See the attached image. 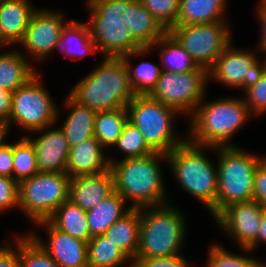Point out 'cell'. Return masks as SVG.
<instances>
[{
  "label": "cell",
  "mask_w": 266,
  "mask_h": 267,
  "mask_svg": "<svg viewBox=\"0 0 266 267\" xmlns=\"http://www.w3.org/2000/svg\"><path fill=\"white\" fill-rule=\"evenodd\" d=\"M140 208H132L121 219L114 222L104 233L132 261L135 259L140 234Z\"/></svg>",
  "instance_id": "83f0119b"
},
{
  "label": "cell",
  "mask_w": 266,
  "mask_h": 267,
  "mask_svg": "<svg viewBox=\"0 0 266 267\" xmlns=\"http://www.w3.org/2000/svg\"><path fill=\"white\" fill-rule=\"evenodd\" d=\"M252 117L255 118L241 95L211 100L206 95L186 120L187 139L215 148L238 146L233 139Z\"/></svg>",
  "instance_id": "6da1fadb"
},
{
  "label": "cell",
  "mask_w": 266,
  "mask_h": 267,
  "mask_svg": "<svg viewBox=\"0 0 266 267\" xmlns=\"http://www.w3.org/2000/svg\"><path fill=\"white\" fill-rule=\"evenodd\" d=\"M253 200L262 207L266 208V159L264 158L256 167L254 184H253Z\"/></svg>",
  "instance_id": "7bdbcfd3"
},
{
  "label": "cell",
  "mask_w": 266,
  "mask_h": 267,
  "mask_svg": "<svg viewBox=\"0 0 266 267\" xmlns=\"http://www.w3.org/2000/svg\"><path fill=\"white\" fill-rule=\"evenodd\" d=\"M261 55L262 52L256 46L239 47L233 40L208 69L209 83L216 82L223 88L243 93L265 73Z\"/></svg>",
  "instance_id": "8fae6325"
},
{
  "label": "cell",
  "mask_w": 266,
  "mask_h": 267,
  "mask_svg": "<svg viewBox=\"0 0 266 267\" xmlns=\"http://www.w3.org/2000/svg\"><path fill=\"white\" fill-rule=\"evenodd\" d=\"M208 87V69L202 66L182 73L162 70L156 86L148 95L176 109L187 120L208 95Z\"/></svg>",
  "instance_id": "30bf717a"
},
{
  "label": "cell",
  "mask_w": 266,
  "mask_h": 267,
  "mask_svg": "<svg viewBox=\"0 0 266 267\" xmlns=\"http://www.w3.org/2000/svg\"><path fill=\"white\" fill-rule=\"evenodd\" d=\"M219 243L214 241L209 244L204 267H252L260 259L248 248L238 247L239 252L236 253L229 251L221 241Z\"/></svg>",
  "instance_id": "d6a6232c"
},
{
  "label": "cell",
  "mask_w": 266,
  "mask_h": 267,
  "mask_svg": "<svg viewBox=\"0 0 266 267\" xmlns=\"http://www.w3.org/2000/svg\"><path fill=\"white\" fill-rule=\"evenodd\" d=\"M70 178L67 173L38 172L18 183L19 211L31 227L68 200Z\"/></svg>",
  "instance_id": "9c48e42d"
},
{
  "label": "cell",
  "mask_w": 266,
  "mask_h": 267,
  "mask_svg": "<svg viewBox=\"0 0 266 267\" xmlns=\"http://www.w3.org/2000/svg\"><path fill=\"white\" fill-rule=\"evenodd\" d=\"M243 99L255 117L266 115V73L243 92Z\"/></svg>",
  "instance_id": "f35d334b"
},
{
  "label": "cell",
  "mask_w": 266,
  "mask_h": 267,
  "mask_svg": "<svg viewBox=\"0 0 266 267\" xmlns=\"http://www.w3.org/2000/svg\"><path fill=\"white\" fill-rule=\"evenodd\" d=\"M57 52L62 53L63 58L73 61L85 59L91 54H99L88 24L73 19H70L62 31Z\"/></svg>",
  "instance_id": "d4e9b609"
},
{
  "label": "cell",
  "mask_w": 266,
  "mask_h": 267,
  "mask_svg": "<svg viewBox=\"0 0 266 267\" xmlns=\"http://www.w3.org/2000/svg\"><path fill=\"white\" fill-rule=\"evenodd\" d=\"M9 134L10 130L5 125L0 124V148L8 141Z\"/></svg>",
  "instance_id": "c3c4849f"
},
{
  "label": "cell",
  "mask_w": 266,
  "mask_h": 267,
  "mask_svg": "<svg viewBox=\"0 0 266 267\" xmlns=\"http://www.w3.org/2000/svg\"><path fill=\"white\" fill-rule=\"evenodd\" d=\"M184 254L168 257L135 258L132 261V267H192L190 259Z\"/></svg>",
  "instance_id": "b9f144b4"
},
{
  "label": "cell",
  "mask_w": 266,
  "mask_h": 267,
  "mask_svg": "<svg viewBox=\"0 0 266 267\" xmlns=\"http://www.w3.org/2000/svg\"><path fill=\"white\" fill-rule=\"evenodd\" d=\"M113 191V177L109 169L99 174L78 175L70 178L68 199L82 210L88 211Z\"/></svg>",
  "instance_id": "ffe728a7"
},
{
  "label": "cell",
  "mask_w": 266,
  "mask_h": 267,
  "mask_svg": "<svg viewBox=\"0 0 266 267\" xmlns=\"http://www.w3.org/2000/svg\"><path fill=\"white\" fill-rule=\"evenodd\" d=\"M126 108L129 122L153 152L167 155L187 139V132H178L177 127V119L183 115L149 95H136Z\"/></svg>",
  "instance_id": "8992f818"
},
{
  "label": "cell",
  "mask_w": 266,
  "mask_h": 267,
  "mask_svg": "<svg viewBox=\"0 0 266 267\" xmlns=\"http://www.w3.org/2000/svg\"><path fill=\"white\" fill-rule=\"evenodd\" d=\"M47 221L59 231L88 242L92 236L88 227L86 211L69 199L60 205Z\"/></svg>",
  "instance_id": "f1b7e54d"
},
{
  "label": "cell",
  "mask_w": 266,
  "mask_h": 267,
  "mask_svg": "<svg viewBox=\"0 0 266 267\" xmlns=\"http://www.w3.org/2000/svg\"><path fill=\"white\" fill-rule=\"evenodd\" d=\"M230 0H180L177 25L229 22Z\"/></svg>",
  "instance_id": "603a6c76"
},
{
  "label": "cell",
  "mask_w": 266,
  "mask_h": 267,
  "mask_svg": "<svg viewBox=\"0 0 266 267\" xmlns=\"http://www.w3.org/2000/svg\"><path fill=\"white\" fill-rule=\"evenodd\" d=\"M142 5L169 31L177 25L180 0H140Z\"/></svg>",
  "instance_id": "74e56055"
},
{
  "label": "cell",
  "mask_w": 266,
  "mask_h": 267,
  "mask_svg": "<svg viewBox=\"0 0 266 267\" xmlns=\"http://www.w3.org/2000/svg\"><path fill=\"white\" fill-rule=\"evenodd\" d=\"M127 29L142 48H150L168 32L140 0H131Z\"/></svg>",
  "instance_id": "484cf974"
},
{
  "label": "cell",
  "mask_w": 266,
  "mask_h": 267,
  "mask_svg": "<svg viewBox=\"0 0 266 267\" xmlns=\"http://www.w3.org/2000/svg\"><path fill=\"white\" fill-rule=\"evenodd\" d=\"M36 67L17 47L0 50V88L14 92L42 70Z\"/></svg>",
  "instance_id": "7402d4cb"
},
{
  "label": "cell",
  "mask_w": 266,
  "mask_h": 267,
  "mask_svg": "<svg viewBox=\"0 0 266 267\" xmlns=\"http://www.w3.org/2000/svg\"><path fill=\"white\" fill-rule=\"evenodd\" d=\"M83 2L90 16L87 21H114L128 27L131 0H84Z\"/></svg>",
  "instance_id": "836d02e7"
},
{
  "label": "cell",
  "mask_w": 266,
  "mask_h": 267,
  "mask_svg": "<svg viewBox=\"0 0 266 267\" xmlns=\"http://www.w3.org/2000/svg\"><path fill=\"white\" fill-rule=\"evenodd\" d=\"M64 98L62 101L63 106L58 107L56 124L63 131L71 148L84 139L94 137V123L97 112L77 103L68 94ZM61 110L68 111L63 119L61 116L64 115L61 113Z\"/></svg>",
  "instance_id": "d6986e66"
},
{
  "label": "cell",
  "mask_w": 266,
  "mask_h": 267,
  "mask_svg": "<svg viewBox=\"0 0 266 267\" xmlns=\"http://www.w3.org/2000/svg\"><path fill=\"white\" fill-rule=\"evenodd\" d=\"M113 148L117 151L115 154L120 155V157L118 156V158H116V155L114 154L113 156V153L110 152V162L127 158L142 157L153 153L144 141L140 131L129 121L125 125L123 132Z\"/></svg>",
  "instance_id": "d590c367"
},
{
  "label": "cell",
  "mask_w": 266,
  "mask_h": 267,
  "mask_svg": "<svg viewBox=\"0 0 266 267\" xmlns=\"http://www.w3.org/2000/svg\"><path fill=\"white\" fill-rule=\"evenodd\" d=\"M262 60H263V64H264V72L266 73V52H262Z\"/></svg>",
  "instance_id": "f907efd6"
},
{
  "label": "cell",
  "mask_w": 266,
  "mask_h": 267,
  "mask_svg": "<svg viewBox=\"0 0 266 267\" xmlns=\"http://www.w3.org/2000/svg\"><path fill=\"white\" fill-rule=\"evenodd\" d=\"M229 23L176 25L168 32L190 54L198 66L209 69L235 40Z\"/></svg>",
  "instance_id": "7c38bea8"
},
{
  "label": "cell",
  "mask_w": 266,
  "mask_h": 267,
  "mask_svg": "<svg viewBox=\"0 0 266 267\" xmlns=\"http://www.w3.org/2000/svg\"><path fill=\"white\" fill-rule=\"evenodd\" d=\"M7 48V46L2 42L0 38V50Z\"/></svg>",
  "instance_id": "816d5d0a"
},
{
  "label": "cell",
  "mask_w": 266,
  "mask_h": 267,
  "mask_svg": "<svg viewBox=\"0 0 266 267\" xmlns=\"http://www.w3.org/2000/svg\"><path fill=\"white\" fill-rule=\"evenodd\" d=\"M12 94L13 92L0 88V124L2 125H4L10 118Z\"/></svg>",
  "instance_id": "bcb514c9"
},
{
  "label": "cell",
  "mask_w": 266,
  "mask_h": 267,
  "mask_svg": "<svg viewBox=\"0 0 266 267\" xmlns=\"http://www.w3.org/2000/svg\"><path fill=\"white\" fill-rule=\"evenodd\" d=\"M129 121L127 108L97 112L94 123V137L108 151L113 147L127 122Z\"/></svg>",
  "instance_id": "1f68e13d"
},
{
  "label": "cell",
  "mask_w": 266,
  "mask_h": 267,
  "mask_svg": "<svg viewBox=\"0 0 266 267\" xmlns=\"http://www.w3.org/2000/svg\"><path fill=\"white\" fill-rule=\"evenodd\" d=\"M32 1L0 0V38L7 47H17L24 39L29 21L39 8Z\"/></svg>",
  "instance_id": "ac0fdd59"
},
{
  "label": "cell",
  "mask_w": 266,
  "mask_h": 267,
  "mask_svg": "<svg viewBox=\"0 0 266 267\" xmlns=\"http://www.w3.org/2000/svg\"><path fill=\"white\" fill-rule=\"evenodd\" d=\"M68 22L65 10L39 7L32 15L25 37L17 48L33 65L43 64L44 60L47 61L57 52L62 31Z\"/></svg>",
  "instance_id": "4fadbf2b"
},
{
  "label": "cell",
  "mask_w": 266,
  "mask_h": 267,
  "mask_svg": "<svg viewBox=\"0 0 266 267\" xmlns=\"http://www.w3.org/2000/svg\"><path fill=\"white\" fill-rule=\"evenodd\" d=\"M266 259H259L252 267H266Z\"/></svg>",
  "instance_id": "681fc988"
},
{
  "label": "cell",
  "mask_w": 266,
  "mask_h": 267,
  "mask_svg": "<svg viewBox=\"0 0 266 267\" xmlns=\"http://www.w3.org/2000/svg\"><path fill=\"white\" fill-rule=\"evenodd\" d=\"M212 152V159L209 152ZM216 148L194 144L188 139L167 154V169L175 183L198 204L211 219L217 216L218 174Z\"/></svg>",
  "instance_id": "7a4b0ae2"
},
{
  "label": "cell",
  "mask_w": 266,
  "mask_h": 267,
  "mask_svg": "<svg viewBox=\"0 0 266 267\" xmlns=\"http://www.w3.org/2000/svg\"><path fill=\"white\" fill-rule=\"evenodd\" d=\"M218 174L217 215L227 206L253 200L256 167L264 152L249 151L241 146L216 147Z\"/></svg>",
  "instance_id": "52a82bcc"
},
{
  "label": "cell",
  "mask_w": 266,
  "mask_h": 267,
  "mask_svg": "<svg viewBox=\"0 0 266 267\" xmlns=\"http://www.w3.org/2000/svg\"><path fill=\"white\" fill-rule=\"evenodd\" d=\"M91 71L70 88L68 95L96 112L126 108L136 96L122 57H102Z\"/></svg>",
  "instance_id": "277c9868"
},
{
  "label": "cell",
  "mask_w": 266,
  "mask_h": 267,
  "mask_svg": "<svg viewBox=\"0 0 266 267\" xmlns=\"http://www.w3.org/2000/svg\"><path fill=\"white\" fill-rule=\"evenodd\" d=\"M254 9L255 20L259 25V39L255 46L261 51L266 52V0H259Z\"/></svg>",
  "instance_id": "ee69618b"
},
{
  "label": "cell",
  "mask_w": 266,
  "mask_h": 267,
  "mask_svg": "<svg viewBox=\"0 0 266 267\" xmlns=\"http://www.w3.org/2000/svg\"><path fill=\"white\" fill-rule=\"evenodd\" d=\"M88 267H132V260L104 234L87 242Z\"/></svg>",
  "instance_id": "4dcf8cb0"
},
{
  "label": "cell",
  "mask_w": 266,
  "mask_h": 267,
  "mask_svg": "<svg viewBox=\"0 0 266 267\" xmlns=\"http://www.w3.org/2000/svg\"><path fill=\"white\" fill-rule=\"evenodd\" d=\"M42 73V70L39 71L13 92L10 118L4 124L9 130L16 127L27 136L29 133L56 124L59 104L48 87H45Z\"/></svg>",
  "instance_id": "ba28073f"
},
{
  "label": "cell",
  "mask_w": 266,
  "mask_h": 267,
  "mask_svg": "<svg viewBox=\"0 0 266 267\" xmlns=\"http://www.w3.org/2000/svg\"><path fill=\"white\" fill-rule=\"evenodd\" d=\"M19 212L18 183L10 177L0 175V215Z\"/></svg>",
  "instance_id": "ab89813d"
},
{
  "label": "cell",
  "mask_w": 266,
  "mask_h": 267,
  "mask_svg": "<svg viewBox=\"0 0 266 267\" xmlns=\"http://www.w3.org/2000/svg\"><path fill=\"white\" fill-rule=\"evenodd\" d=\"M151 53L154 54L150 48H140L122 57L128 69L131 88L136 95H148L156 86L161 75L162 68L158 63L149 60L134 63L136 59L145 58Z\"/></svg>",
  "instance_id": "cb8c5ba5"
},
{
  "label": "cell",
  "mask_w": 266,
  "mask_h": 267,
  "mask_svg": "<svg viewBox=\"0 0 266 267\" xmlns=\"http://www.w3.org/2000/svg\"><path fill=\"white\" fill-rule=\"evenodd\" d=\"M99 56L123 57L142 48L120 22L86 21Z\"/></svg>",
  "instance_id": "e0dca14e"
},
{
  "label": "cell",
  "mask_w": 266,
  "mask_h": 267,
  "mask_svg": "<svg viewBox=\"0 0 266 267\" xmlns=\"http://www.w3.org/2000/svg\"><path fill=\"white\" fill-rule=\"evenodd\" d=\"M27 137L34 145L39 172L66 173L70 147L57 124L27 134Z\"/></svg>",
  "instance_id": "2e32d148"
},
{
  "label": "cell",
  "mask_w": 266,
  "mask_h": 267,
  "mask_svg": "<svg viewBox=\"0 0 266 267\" xmlns=\"http://www.w3.org/2000/svg\"><path fill=\"white\" fill-rule=\"evenodd\" d=\"M32 226L34 228L27 232L42 246L59 267H88L87 242L59 231L47 220L37 222ZM40 230L42 233L43 231L45 232L46 238L43 234L41 235Z\"/></svg>",
  "instance_id": "9a60e30c"
},
{
  "label": "cell",
  "mask_w": 266,
  "mask_h": 267,
  "mask_svg": "<svg viewBox=\"0 0 266 267\" xmlns=\"http://www.w3.org/2000/svg\"><path fill=\"white\" fill-rule=\"evenodd\" d=\"M163 165H167V155L159 152L110 162L114 191L132 208L169 203Z\"/></svg>",
  "instance_id": "3957f363"
},
{
  "label": "cell",
  "mask_w": 266,
  "mask_h": 267,
  "mask_svg": "<svg viewBox=\"0 0 266 267\" xmlns=\"http://www.w3.org/2000/svg\"><path fill=\"white\" fill-rule=\"evenodd\" d=\"M13 179L19 183L39 172L33 143L27 136L12 139Z\"/></svg>",
  "instance_id": "e575fe53"
},
{
  "label": "cell",
  "mask_w": 266,
  "mask_h": 267,
  "mask_svg": "<svg viewBox=\"0 0 266 267\" xmlns=\"http://www.w3.org/2000/svg\"><path fill=\"white\" fill-rule=\"evenodd\" d=\"M132 207L116 191L86 211L91 236L102 235L117 220L127 214Z\"/></svg>",
  "instance_id": "4316f807"
},
{
  "label": "cell",
  "mask_w": 266,
  "mask_h": 267,
  "mask_svg": "<svg viewBox=\"0 0 266 267\" xmlns=\"http://www.w3.org/2000/svg\"><path fill=\"white\" fill-rule=\"evenodd\" d=\"M150 49L155 53H159L158 56L163 71L182 73L190 72L198 67L190 54L169 32L154 43Z\"/></svg>",
  "instance_id": "f546056e"
},
{
  "label": "cell",
  "mask_w": 266,
  "mask_h": 267,
  "mask_svg": "<svg viewBox=\"0 0 266 267\" xmlns=\"http://www.w3.org/2000/svg\"><path fill=\"white\" fill-rule=\"evenodd\" d=\"M264 209L255 200L233 203L224 208L213 223L230 243H235V248H247L258 235Z\"/></svg>",
  "instance_id": "5bb4252c"
},
{
  "label": "cell",
  "mask_w": 266,
  "mask_h": 267,
  "mask_svg": "<svg viewBox=\"0 0 266 267\" xmlns=\"http://www.w3.org/2000/svg\"><path fill=\"white\" fill-rule=\"evenodd\" d=\"M0 175L13 178L12 140L0 148Z\"/></svg>",
  "instance_id": "f6af8a7d"
},
{
  "label": "cell",
  "mask_w": 266,
  "mask_h": 267,
  "mask_svg": "<svg viewBox=\"0 0 266 267\" xmlns=\"http://www.w3.org/2000/svg\"><path fill=\"white\" fill-rule=\"evenodd\" d=\"M186 212L173 201L140 208V234L135 258L168 257L185 253Z\"/></svg>",
  "instance_id": "5b68a950"
},
{
  "label": "cell",
  "mask_w": 266,
  "mask_h": 267,
  "mask_svg": "<svg viewBox=\"0 0 266 267\" xmlns=\"http://www.w3.org/2000/svg\"><path fill=\"white\" fill-rule=\"evenodd\" d=\"M106 152L108 151L95 137L84 139L70 148L66 173L72 178L108 171L110 160L109 153Z\"/></svg>",
  "instance_id": "44dd1931"
},
{
  "label": "cell",
  "mask_w": 266,
  "mask_h": 267,
  "mask_svg": "<svg viewBox=\"0 0 266 267\" xmlns=\"http://www.w3.org/2000/svg\"><path fill=\"white\" fill-rule=\"evenodd\" d=\"M0 267H20V232L0 241Z\"/></svg>",
  "instance_id": "60d3db41"
},
{
  "label": "cell",
  "mask_w": 266,
  "mask_h": 267,
  "mask_svg": "<svg viewBox=\"0 0 266 267\" xmlns=\"http://www.w3.org/2000/svg\"><path fill=\"white\" fill-rule=\"evenodd\" d=\"M263 245H266V208L263 210L258 235L256 239L247 248L250 249L253 253H255L258 251L259 248H261V246L263 247Z\"/></svg>",
  "instance_id": "7dc6e473"
},
{
  "label": "cell",
  "mask_w": 266,
  "mask_h": 267,
  "mask_svg": "<svg viewBox=\"0 0 266 267\" xmlns=\"http://www.w3.org/2000/svg\"><path fill=\"white\" fill-rule=\"evenodd\" d=\"M20 267H59L26 231L20 232Z\"/></svg>",
  "instance_id": "8d00e7d4"
}]
</instances>
